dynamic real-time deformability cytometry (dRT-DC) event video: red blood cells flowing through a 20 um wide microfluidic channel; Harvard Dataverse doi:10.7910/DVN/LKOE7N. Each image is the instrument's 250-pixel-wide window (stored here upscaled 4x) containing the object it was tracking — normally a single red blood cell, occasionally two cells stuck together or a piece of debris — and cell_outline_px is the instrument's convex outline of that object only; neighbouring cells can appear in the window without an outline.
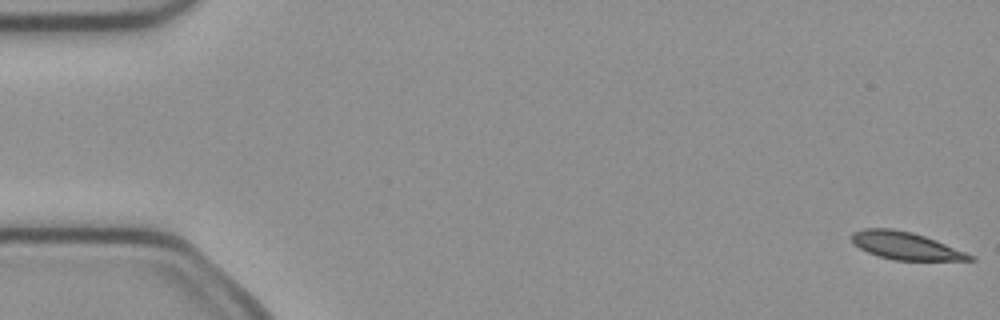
{"species": "common noctule bat (a hibernating species)", "species_latin": "Nyctalus noctula", "temperature_condition": "cold", "stored_images_in_passage": 5, "camera_frame_rate_fps": 3000, "um_per_image_px": 0.085, "animal": {"sex": "female", "body_mass_g": 21.9}, "frame": {"image": 1, "passage_image": 1, "time_ms": 0.0, "image_size_px": [1000, 320], "cell_outline_px": [[976, 260], [896, 260], [880, 256], [868, 252], [860, 248], [852, 240], [852, 232], [864, 228], [892, 228], [912, 232], [936, 240], [976, 256]], "centroid_in_image_um": [77.0, 20.88], "position_along_channel_um": 8.0, "area_um2": 18.79}}